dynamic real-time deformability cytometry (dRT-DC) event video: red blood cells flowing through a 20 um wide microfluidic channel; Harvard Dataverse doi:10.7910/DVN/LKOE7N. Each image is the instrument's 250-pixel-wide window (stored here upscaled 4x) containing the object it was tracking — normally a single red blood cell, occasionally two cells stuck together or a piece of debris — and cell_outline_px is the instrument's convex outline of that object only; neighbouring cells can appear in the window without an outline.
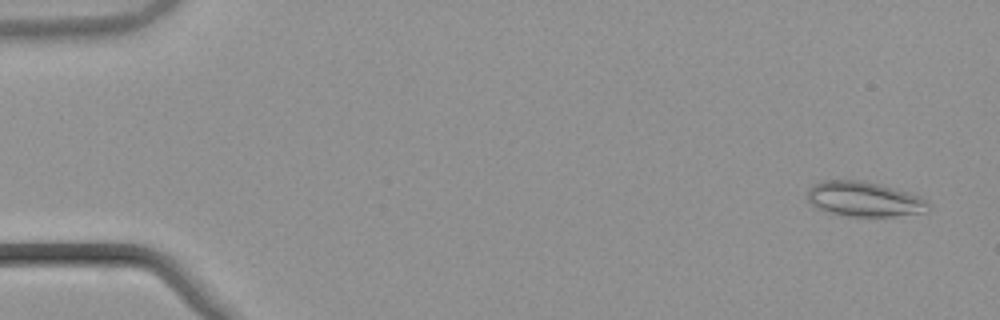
{"species": "common noctule bat (a hibernating species)", "species_latin": "Nyctalus noctula", "temperature_condition": "warm", "stored_images_in_passage": 54, "camera_frame_rate_fps": 3000, "um_per_image_px": 0.085, "animal": {"sex": "male", "body_mass_g": 21.5, "forearm_length_mm": 52.0}, "frame": {"image": 1, "passage_image": 3, "time_ms": 0.667, "image_size_px": [1000, 320], "cell_outline_px": [[932, 204], [928, 212], [892, 216], [848, 216], [828, 212], [812, 204], [808, 200], [808, 188], [812, 184], [820, 180], [864, 180], [908, 192], [920, 196], [928, 200]], "centroid_in_image_um": [73.5, 16.91], "position_along_channel_um": 11.5, "area_um2": 24.8}}
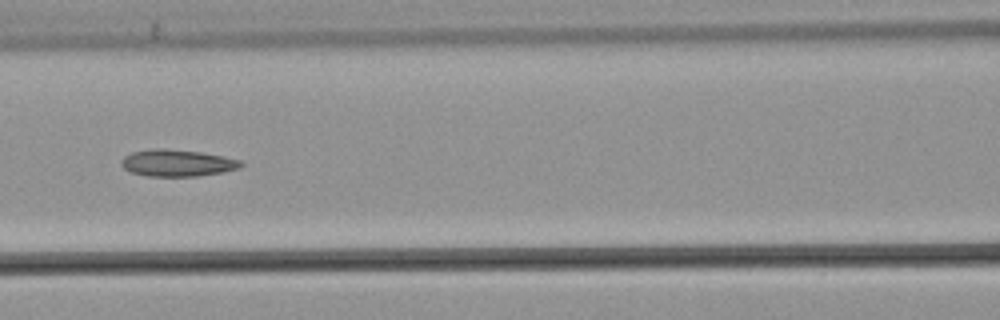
{"frame": {"image": 2, "passage_image": 25, "time_ms": 8.0, "image_size_px": [1000, 320], "cell_outline_px": [[244, 164], [240, 168], [224, 172], [196, 176], [148, 176], [132, 172], [124, 168], [120, 164], [120, 160], [124, 156], [132, 152], [152, 148], [164, 148], [200, 152], [224, 156], [240, 160]], "centroid_in_image_um": [15.07, 13.84], "position_along_channel_um": 151.5, "area_um2": 18.79}}
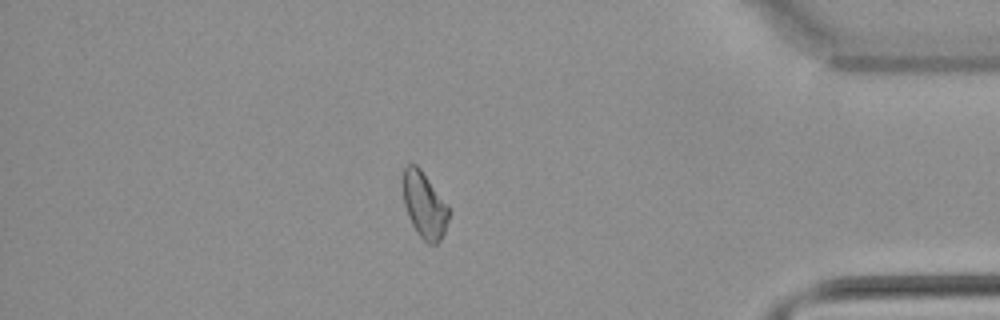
{"frame": {"image": 3, "passage_image": 47, "time_ms": 15.333, "image_size_px": [1000, 320], "cell_outline_px": [[448, 220], [444, 232], [440, 240], [436, 244], [428, 244], [420, 236], [412, 224], [408, 216], [404, 204], [400, 180], [404, 168], [408, 164], [416, 164], [420, 168], [448, 204]], "centroid_in_image_um": [36.03, 17.38], "position_along_channel_um": 399.2, "area_um2": 17.86}, "authors_computed_cell_mechanics": {"area_um2": 18.8717, "velocity_mm_per_s": 3.8457, "shape_relaxation_time_tau1_ms": null, "shape_relaxation_time_tau2_ms": 7.0622, "deformation_change_tau1": null, "deformation_change_tau2": 0.1635}}